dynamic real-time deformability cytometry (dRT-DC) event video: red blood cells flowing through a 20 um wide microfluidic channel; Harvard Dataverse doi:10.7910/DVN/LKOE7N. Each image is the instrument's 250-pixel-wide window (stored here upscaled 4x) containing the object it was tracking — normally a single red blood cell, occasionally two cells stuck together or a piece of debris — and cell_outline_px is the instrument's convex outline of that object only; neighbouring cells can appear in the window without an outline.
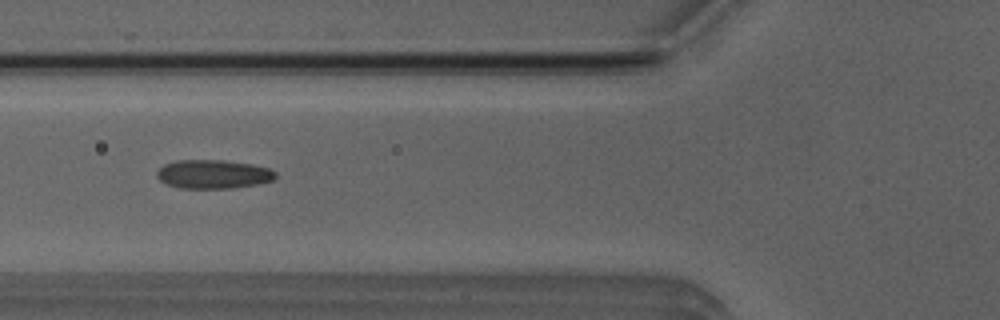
{"species": "Egyptian fruit bat (a non-hibernating species)", "species_latin": "Rousettus aegyptiacus", "temperature_condition": "room temperature", "stored_images_in_passage": 26, "camera_frame_rate_fps": 3000, "um_per_image_px": 0.085, "animal": {"sex": "male"}, "frame": {"image": 1, "passage_image": 4, "time_ms": 1.0, "image_size_px": [1000, 320], "cell_outline_px": [[276, 176], [272, 180], [256, 184], [232, 188], [180, 188], [168, 184], [160, 180], [156, 176], [156, 172], [164, 164], [176, 160], [224, 160], [252, 164], [268, 168], [276, 172]], "centroid_in_image_um": [18.11, 14.8], "position_along_channel_um": 107.7, "area_um2": 19.83}}
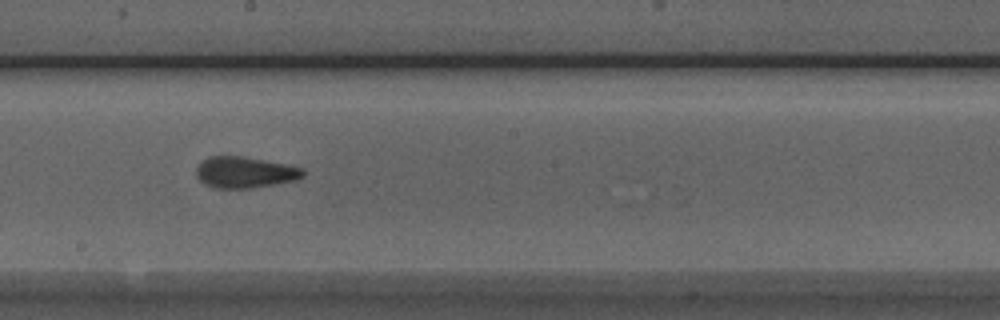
{"frame": {"image": 2, "passage_image": 13, "time_ms": 4.0, "image_size_px": [1000, 320], "cell_outline_px": [[304, 176], [296, 180], [252, 188], [216, 188], [204, 184], [196, 176], [196, 168], [200, 160], [208, 156], [244, 156], [288, 164], [304, 168]], "centroid_in_image_um": [20.8, 14.63], "position_along_channel_um": 227.4, "area_um2": 19.71}}
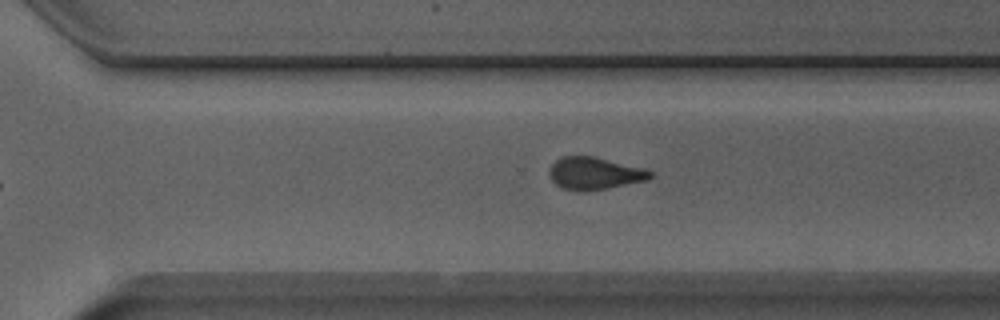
{"frame": {"image": 3, "passage_image": 20, "time_ms": 6.333, "image_size_px": [1000, 320], "cell_outline_px": [[652, 176], [648, 180], [584, 192], [580, 192], [564, 188], [556, 184], [552, 180], [548, 172], [552, 164], [560, 156], [596, 156], [644, 168], [652, 172]], "centroid_in_image_um": [50.53, 14.72], "position_along_channel_um": 320.1, "area_um2": 19.07}, "authors_computed_cell_mechanics": {"area_um2": 19.2763, "velocity_mm_per_s": 3.9834, "shape_relaxation_time_tau1_ms": 6.5411, "shape_relaxation_time_tau2_ms": 1.3958, "deformation_change_tau1": 0.1458, "deformation_change_tau2": 0.0825}}